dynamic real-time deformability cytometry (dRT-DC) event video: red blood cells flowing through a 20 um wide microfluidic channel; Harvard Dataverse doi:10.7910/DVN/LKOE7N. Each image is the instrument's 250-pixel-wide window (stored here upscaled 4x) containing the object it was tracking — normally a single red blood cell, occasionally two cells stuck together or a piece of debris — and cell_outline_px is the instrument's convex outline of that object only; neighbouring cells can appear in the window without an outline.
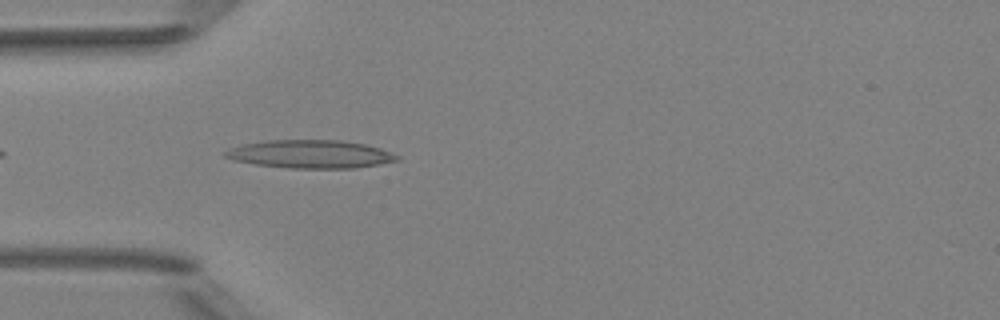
{"species": "Egyptian fruit bat (a non-hibernating species)", "species_latin": "Rousettus aegyptiacus", "temperature_condition": "room temperature", "stored_images_in_passage": 2, "camera_frame_rate_fps": 3000, "um_per_image_px": 0.085, "animal": {"sex": "female"}, "frame": {"image": 1, "passage_image": 2, "time_ms": 1.333, "image_size_px": [1000, 320], "cell_outline_px": [[400, 160], [380, 164], [356, 168], [288, 168], [256, 164], [232, 160], [224, 156], [224, 152], [228, 148], [240, 144], [268, 140], [340, 140], [364, 144], [380, 148], [400, 156]], "centroid_in_image_um": [26.37, 13.1], "position_along_channel_um": 58.6, "area_um2": 28.32}}